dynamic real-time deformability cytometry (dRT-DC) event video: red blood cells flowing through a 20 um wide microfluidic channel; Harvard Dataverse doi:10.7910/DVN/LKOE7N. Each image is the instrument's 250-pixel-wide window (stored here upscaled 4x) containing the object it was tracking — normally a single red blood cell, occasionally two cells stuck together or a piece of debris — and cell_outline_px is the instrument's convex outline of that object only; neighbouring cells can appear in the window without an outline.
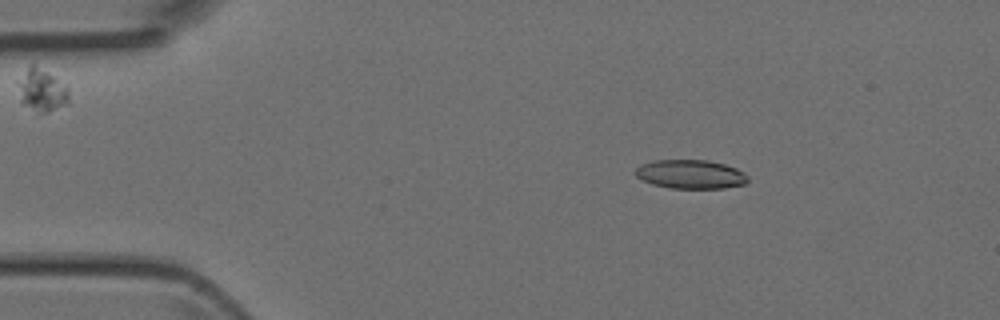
{"species": "Egyptian fruit bat (a non-hibernating species)", "species_latin": "Rousettus aegyptiacus", "temperature_condition": "room temperature", "stored_images_in_passage": 5, "camera_frame_rate_fps": 3000, "um_per_image_px": 0.085, "animal": {"sex": "female"}, "frame": {"image": 1, "passage_image": 1, "time_ms": 0.0, "image_size_px": [1000, 320], "cell_outline_px": [[748, 180], [744, 184], [724, 188], [668, 188], [652, 184], [636, 176], [636, 168], [640, 164], [652, 160], [708, 160], [724, 164], [736, 168], [744, 172], [748, 176]], "centroid_in_image_um": [58.7, 14.8], "position_along_channel_um": 26.3, "area_um2": 18.96}}
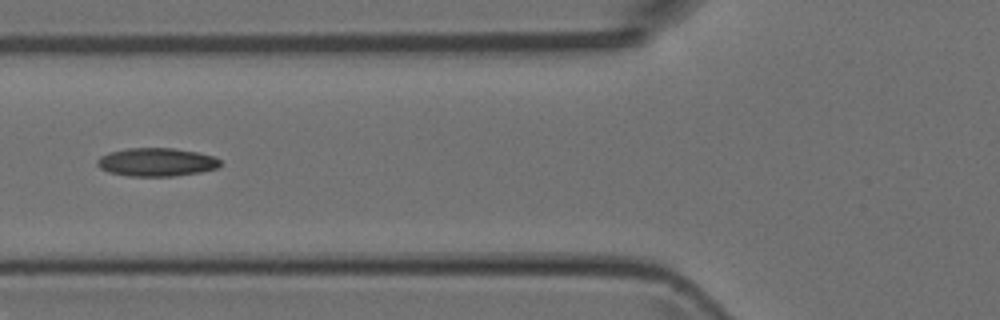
{"frame": {"image": 2, "passage_image": 4, "time_ms": 3.667, "image_size_px": [1000, 320], "cell_outline_px": [[220, 164], [216, 168], [200, 172], [172, 176], [128, 176], [108, 172], [100, 168], [96, 164], [96, 160], [100, 156], [112, 152], [128, 148], [172, 148], [196, 152], [212, 156], [220, 160]], "centroid_in_image_um": [13.26, 13.78], "position_along_channel_um": 112.5, "area_um2": 20.11}}
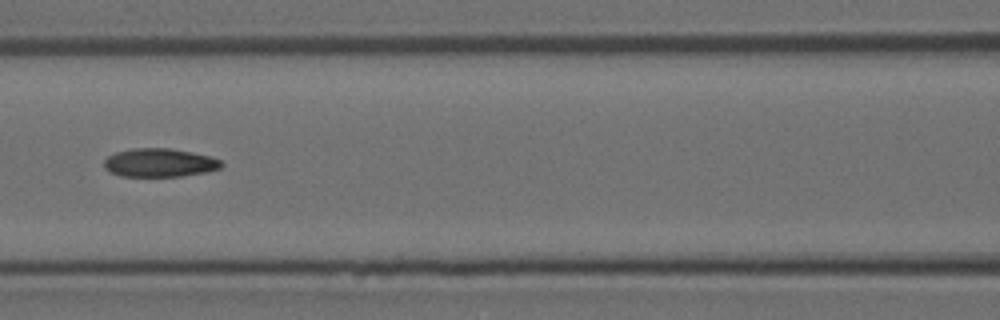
{"frame": {"image": 3, "passage_image": 5, "time_ms": 4.667, "image_size_px": [1000, 320], "cell_outline_px": [[224, 164], [220, 168], [204, 172], [180, 176], [120, 176], [104, 168], [104, 160], [108, 156], [116, 152], [132, 148], [172, 148], [192, 152], [208, 156], [220, 160]], "centroid_in_image_um": [13.54, 13.82], "position_along_channel_um": 153.1, "area_um2": 19.36}}